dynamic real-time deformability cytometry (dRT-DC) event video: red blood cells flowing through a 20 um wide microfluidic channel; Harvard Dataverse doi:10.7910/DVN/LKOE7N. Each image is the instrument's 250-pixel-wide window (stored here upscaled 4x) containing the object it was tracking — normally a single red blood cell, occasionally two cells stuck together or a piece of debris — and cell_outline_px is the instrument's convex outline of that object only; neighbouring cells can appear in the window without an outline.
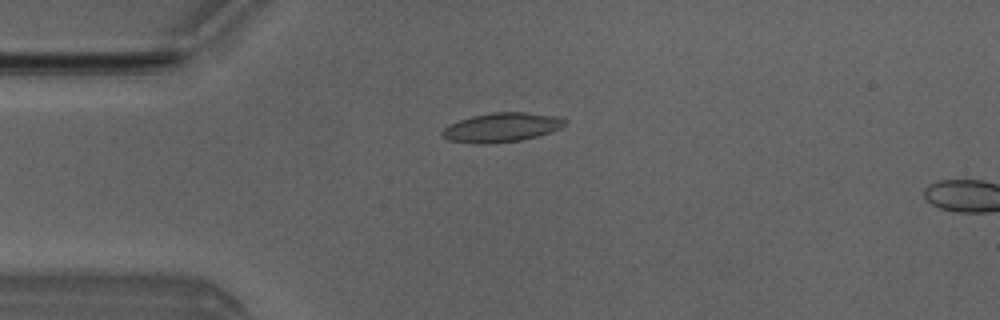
{"species": "Egyptian fruit bat (a non-hibernating species)", "species_latin": "Rousettus aegyptiacus", "temperature_condition": "room temperature", "stored_images_in_passage": 4, "camera_frame_rate_fps": 3000, "um_per_image_px": 0.085, "animal": {"sex": "male"}, "frame": {"image": 1, "passage_image": 3, "time_ms": 3.0, "image_size_px": [1000, 320], "cell_outline_px": [[568, 120], [560, 128], [536, 136], [520, 140], [488, 144], [476, 144], [448, 140], [440, 136], [440, 132], [448, 124], [472, 116], [492, 112], [524, 112], [560, 116]], "centroid_in_image_um": [42.59, 10.83], "position_along_channel_um": 42.4, "area_um2": 20.98}}